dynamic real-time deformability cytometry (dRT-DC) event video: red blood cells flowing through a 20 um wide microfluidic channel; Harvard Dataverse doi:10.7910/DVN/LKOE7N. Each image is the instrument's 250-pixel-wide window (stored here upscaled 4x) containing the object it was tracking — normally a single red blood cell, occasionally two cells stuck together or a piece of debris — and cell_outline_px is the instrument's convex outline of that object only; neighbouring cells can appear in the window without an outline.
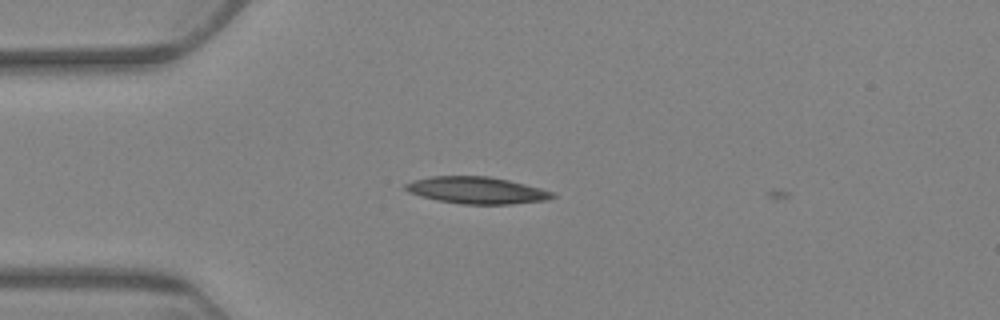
{"species": "Egyptian fruit bat (a non-hibernating species)", "species_latin": "Rousettus aegyptiacus", "temperature_condition": "warm", "stored_images_in_passage": 3, "camera_frame_rate_fps": 3000, "um_per_image_px": 0.085, "animal": {"sex": "female"}, "frame": {"image": 1, "passage_image": 2, "time_ms": 1.0, "image_size_px": [1000, 320], "cell_outline_px": [[556, 196], [548, 200], [512, 204], [460, 204], [436, 200], [420, 196], [408, 192], [404, 188], [404, 184], [412, 180], [432, 176], [488, 176], [508, 180], [556, 192]], "centroid_in_image_um": [40.51, 16.18], "position_along_channel_um": 44.5, "area_um2": 23.18}}